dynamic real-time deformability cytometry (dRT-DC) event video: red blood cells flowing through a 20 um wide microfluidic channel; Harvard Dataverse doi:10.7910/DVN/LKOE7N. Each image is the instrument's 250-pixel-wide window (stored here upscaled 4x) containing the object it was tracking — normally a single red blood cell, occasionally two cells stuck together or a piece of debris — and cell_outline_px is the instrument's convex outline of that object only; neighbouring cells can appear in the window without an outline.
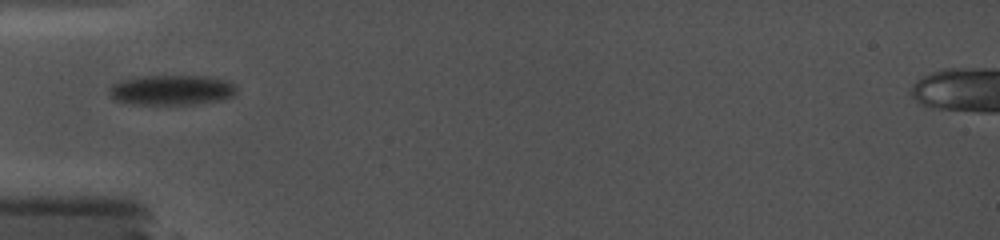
{"species": "common noctule bat (a hibernating species)", "species_latin": "Nyctalus noctula", "temperature_condition": "cold", "stored_images_in_passage": 2, "camera_frame_rate_fps": 5000, "um_per_image_px": 0.085, "animal": {"sex": "female", "body_mass_g": 19.0, "forearm_length_mm": 56.7}, "frame": {"image": 1, "passage_image": 1, "time_ms": 0.0, "image_size_px": [1000, 240], "cell_outline_px": [[236, 96], [220, 100], [192, 104], [128, 104], [112, 100], [108, 96], [108, 88], [112, 84], [120, 80], [140, 76], [208, 76], [228, 80], [236, 88]], "centroid_in_image_um": [14.53, 7.65], "position_along_channel_um": 70.5, "area_um2": 22.72}}